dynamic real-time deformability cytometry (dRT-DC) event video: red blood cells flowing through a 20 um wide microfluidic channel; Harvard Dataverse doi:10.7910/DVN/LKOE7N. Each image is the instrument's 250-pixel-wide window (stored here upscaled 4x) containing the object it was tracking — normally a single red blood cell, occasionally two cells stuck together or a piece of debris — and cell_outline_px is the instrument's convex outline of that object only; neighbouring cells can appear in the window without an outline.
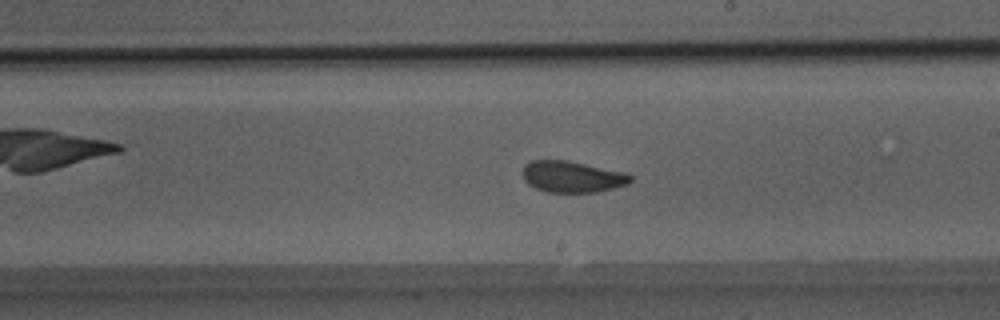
{"species": "Egyptian fruit bat (a non-hibernating species)", "species_latin": "Rousettus aegyptiacus", "temperature_condition": "room temperature", "stored_images_in_passage": 51, "camera_frame_rate_fps": 3000, "um_per_image_px": 0.085, "animal": {"sex": "male"}, "frame": {"image": 1, "passage_image": 30, "time_ms": 9.667, "image_size_px": [1000, 320], "cell_outline_px": [[632, 180], [628, 184], [596, 192], [548, 192], [536, 188], [528, 184], [524, 180], [524, 164], [532, 160], [568, 160], [624, 172], [632, 176]], "centroid_in_image_um": [48.63, 15.01], "position_along_channel_um": 240.4, "area_um2": 19.59}}
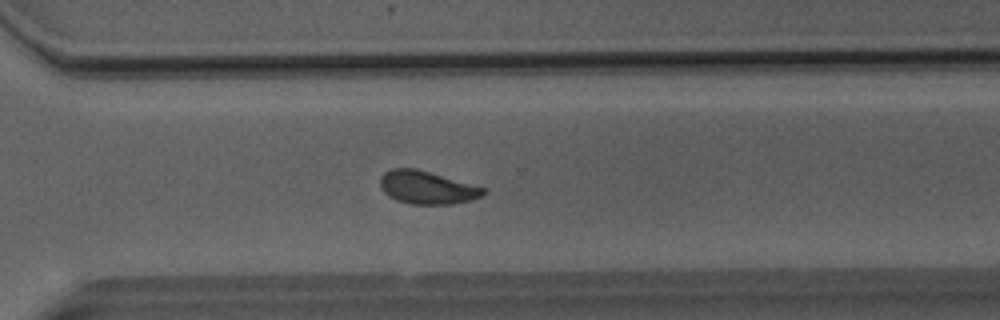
{"frame": {"image": 2, "passage_image": 37, "time_ms": 12.0, "image_size_px": [1000, 320], "cell_outline_px": [[488, 192], [484, 196], [472, 200], [452, 204], [408, 204], [396, 200], [388, 196], [380, 188], [380, 176], [384, 172], [392, 168], [416, 168], [488, 188]], "centroid_in_image_um": [36.33, 15.94], "position_along_channel_um": 334.3, "area_um2": 20.29}}
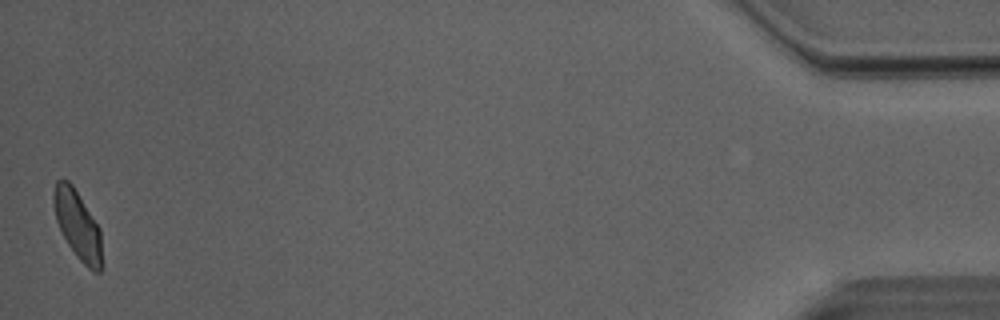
{"frame": {"image": 3, "passage_image": 51, "time_ms": 16.667, "image_size_px": [1000, 320], "cell_outline_px": [[100, 272], [92, 272], [76, 256], [68, 244], [56, 220], [52, 200], [52, 192], [56, 180], [68, 180], [72, 184], [100, 228]], "centroid_in_image_um": [6.56, 19.08], "position_along_channel_um": 428.6, "area_um2": 18.96}, "authors_computed_cell_mechanics": {"area_um2": 20.4612, "velocity_mm_per_s": 4.0275, "shape_relaxation_time_tau1_ms": 4.3866, "shape_relaxation_time_tau2_ms": 1.0076, "deformation_change_tau1": 0.0981, "deformation_change_tau2": 0.0595}}